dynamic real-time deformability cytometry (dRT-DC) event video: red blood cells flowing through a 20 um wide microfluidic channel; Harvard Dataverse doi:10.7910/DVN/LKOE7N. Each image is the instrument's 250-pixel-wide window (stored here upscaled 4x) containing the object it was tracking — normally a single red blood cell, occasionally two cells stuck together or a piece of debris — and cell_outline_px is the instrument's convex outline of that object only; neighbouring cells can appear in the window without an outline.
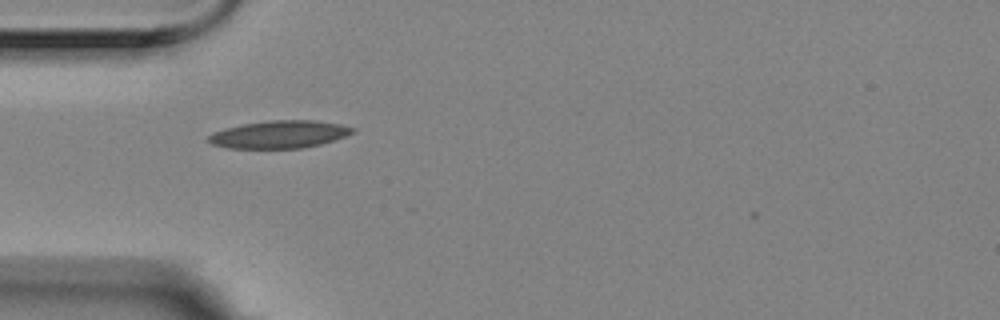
{"species": "Egyptian fruit bat (a non-hibernating species)", "species_latin": "Rousettus aegyptiacus", "temperature_condition": "room temperature", "stored_images_in_passage": 7, "camera_frame_rate_fps": 3000, "um_per_image_px": 0.085, "animal": {"sex": "female"}, "frame": {"image": 1, "passage_image": 6, "time_ms": 1.667, "image_size_px": [1000, 320], "cell_outline_px": [[356, 132], [320, 144], [300, 148], [228, 148], [212, 144], [208, 140], [208, 136], [212, 132], [224, 128], [244, 124], [272, 120], [316, 120], [340, 124], [356, 128]], "centroid_in_image_um": [23.74, 11.41], "position_along_channel_um": 61.3, "area_um2": 23.06}}
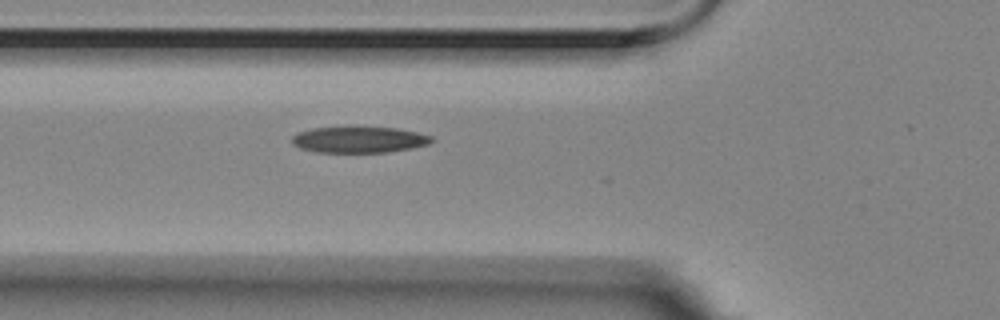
{"frame": {"image": 2, "passage_image": 7, "time_ms": 2.0, "image_size_px": [1000, 320], "cell_outline_px": [[432, 140], [428, 144], [412, 148], [388, 152], [316, 152], [300, 148], [292, 144], [292, 136], [296, 132], [312, 128], [396, 128], [416, 132], [432, 136]], "centroid_in_image_um": [30.48, 11.88], "position_along_channel_um": 95.3, "area_um2": 20.98}}